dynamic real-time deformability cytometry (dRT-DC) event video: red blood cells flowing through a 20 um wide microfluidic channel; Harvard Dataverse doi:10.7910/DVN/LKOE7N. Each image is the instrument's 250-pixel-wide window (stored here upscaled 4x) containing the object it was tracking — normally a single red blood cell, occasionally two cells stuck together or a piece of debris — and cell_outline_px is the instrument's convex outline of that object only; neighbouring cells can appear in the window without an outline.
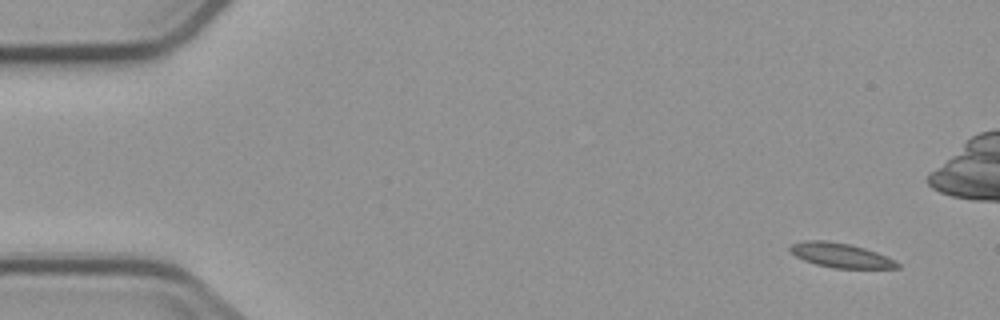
{"species": "common noctule bat (a hibernating species)", "species_latin": "Nyctalus noctula", "temperature_condition": "cold", "stored_images_in_passage": 5, "camera_frame_rate_fps": 3000, "um_per_image_px": 0.085, "animal": {"sex": "male", "body_mass_g": 23.1, "forearm_length_mm": 52.7}, "frame": {"image": 1, "passage_image": 1, "time_ms": 0.0, "image_size_px": [1000, 320], "cell_outline_px": [[900, 268], [836, 268], [816, 264], [804, 260], [796, 256], [788, 248], [792, 244], [804, 240], [824, 240], [848, 244], [864, 248], [876, 252], [896, 260], [900, 264]], "centroid_in_image_um": [71.47, 21.7], "position_along_channel_um": 13.5, "area_um2": 15.14}}